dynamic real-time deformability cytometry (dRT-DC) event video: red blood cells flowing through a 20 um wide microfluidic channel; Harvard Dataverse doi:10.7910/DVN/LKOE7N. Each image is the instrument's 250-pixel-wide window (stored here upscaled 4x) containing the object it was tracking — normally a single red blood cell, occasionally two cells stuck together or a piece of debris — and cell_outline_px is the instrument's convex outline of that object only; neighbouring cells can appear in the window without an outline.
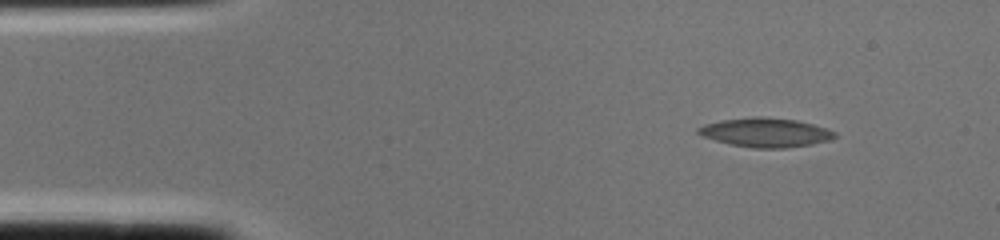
{"species": "common noctule bat (a hibernating species)", "species_latin": "Nyctalus noctula", "temperature_condition": "cold", "stored_images_in_passage": 1, "camera_frame_rate_fps": 3000, "um_per_image_px": 0.085, "animal": {"sex": "female", "body_mass_g": 22.0, "forearm_length_mm": 56.7}, "frame": {"image": 1, "passage_image": 1, "time_ms": 0.0, "image_size_px": [1000, 240], "cell_outline_px": [[836, 136], [828, 140], [812, 144], [784, 148], [752, 148], [732, 144], [716, 140], [704, 136], [696, 132], [696, 128], [704, 124], [720, 120], [756, 116], [764, 116], [796, 120], [828, 128], [836, 132]], "centroid_in_image_um": [65.07, 11.25], "position_along_channel_um": 19.9, "area_um2": 23.12}}